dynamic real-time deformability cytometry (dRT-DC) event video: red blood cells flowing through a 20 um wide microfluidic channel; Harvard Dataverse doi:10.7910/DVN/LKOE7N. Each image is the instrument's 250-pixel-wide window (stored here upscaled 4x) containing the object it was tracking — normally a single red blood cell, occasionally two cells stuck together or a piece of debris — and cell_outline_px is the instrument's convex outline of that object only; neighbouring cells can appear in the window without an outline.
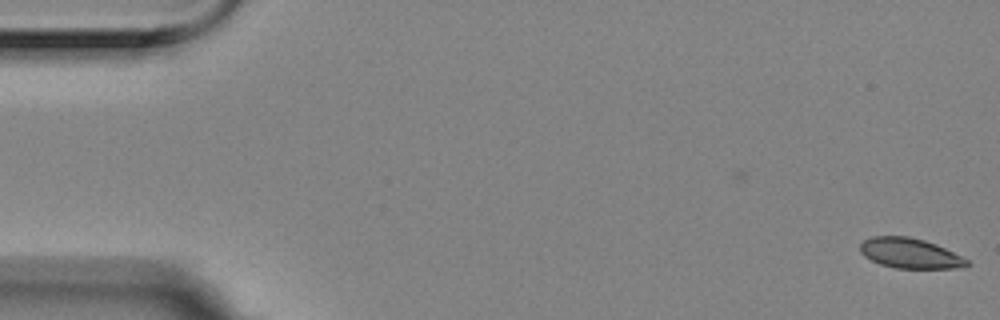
{"species": "Egyptian fruit bat (a non-hibernating species)", "species_latin": "Rousettus aegyptiacus", "temperature_condition": "room temperature", "stored_images_in_passage": 2, "camera_frame_rate_fps": 3000, "um_per_image_px": 0.085, "animal": {"sex": "female"}, "frame": {"image": 1, "passage_image": 2, "time_ms": 0.333, "image_size_px": [1000, 320], "cell_outline_px": [[972, 264], [956, 268], [896, 268], [880, 264], [864, 256], [860, 252], [860, 244], [864, 240], [872, 236], [908, 236], [924, 240], [936, 244], [968, 260]], "centroid_in_image_um": [77.32, 21.52], "position_along_channel_um": 7.7, "area_um2": 18.61}}